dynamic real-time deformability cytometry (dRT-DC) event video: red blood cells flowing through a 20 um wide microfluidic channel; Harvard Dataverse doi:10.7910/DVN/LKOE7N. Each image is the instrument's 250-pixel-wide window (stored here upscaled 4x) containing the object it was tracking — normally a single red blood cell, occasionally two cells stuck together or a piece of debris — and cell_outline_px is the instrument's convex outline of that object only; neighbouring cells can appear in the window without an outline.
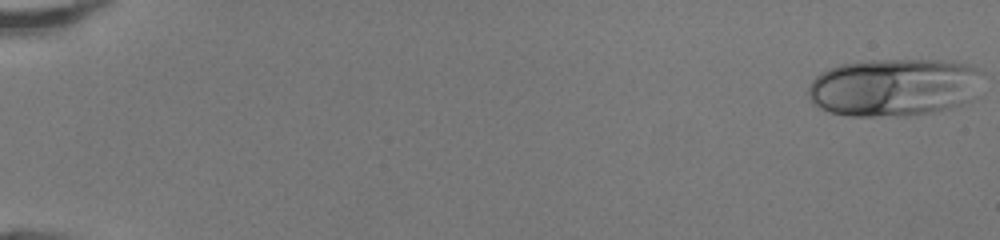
{"species": "human", "species_latin": "Homo sapiens", "temperature_condition": "room temperature", "stored_images_in_passage": 48, "camera_frame_rate_fps": 3000, "um_per_image_px": 0.085, "donor": {"sex": "female"}, "frame": {"image": 1, "passage_image": 1, "time_ms": 0.0, "image_size_px": [1000, 240], "cell_outline_px": [[976, 72], [972, 100], [948, 108], [928, 112], [900, 116], [852, 116], [832, 112], [820, 108], [812, 104], [808, 96], [808, 88], [812, 80], [820, 72], [840, 64], [872, 60], [952, 60], [968, 64], [976, 68]], "centroid_in_image_um": [75.88, 7.41], "position_along_channel_um": 9.1, "area_um2": 58.09}}
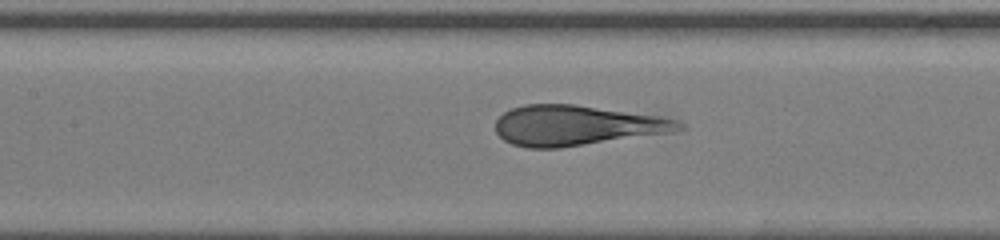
{"frame": {"image": 2, "passage_image": 24, "time_ms": 7.667, "image_size_px": [1000, 240], "cell_outline_px": [[684, 128], [672, 132], [560, 148], [528, 148], [512, 144], [504, 140], [496, 132], [496, 120], [504, 112], [512, 108], [524, 104], [576, 104], [656, 116], [676, 120], [684, 124]], "centroid_in_image_um": [48.96, 10.66], "position_along_channel_um": 158.4, "area_um2": 42.71}}
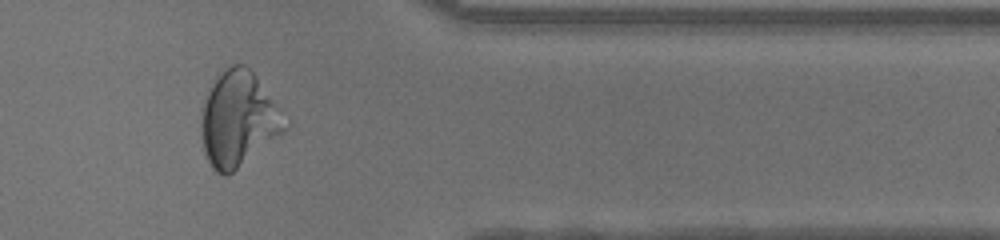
{"frame": {"image": 3, "passage_image": 41, "time_ms": 13.333, "image_size_px": [1000, 240], "cell_outline_px": [[268, 104], [260, 128], [236, 168], [228, 176], [224, 176], [216, 172], [212, 168], [204, 152], [200, 136], [200, 108], [208, 88], [220, 72], [232, 64], [244, 64], [256, 76], [268, 100]], "centroid_in_image_um": [19.66, 9.95], "position_along_channel_um": 391.7, "area_um2": 38.03}, "authors_computed_cell_mechanics": {"area_um2": 45.9799, "velocity_mm_per_s": 4.3032, "shape_relaxation_time_tau1_ms": 4.6439, "shape_relaxation_time_tau2_ms": null, "deformation_change_tau1": 0.2234, "deformation_change_tau2": null}}